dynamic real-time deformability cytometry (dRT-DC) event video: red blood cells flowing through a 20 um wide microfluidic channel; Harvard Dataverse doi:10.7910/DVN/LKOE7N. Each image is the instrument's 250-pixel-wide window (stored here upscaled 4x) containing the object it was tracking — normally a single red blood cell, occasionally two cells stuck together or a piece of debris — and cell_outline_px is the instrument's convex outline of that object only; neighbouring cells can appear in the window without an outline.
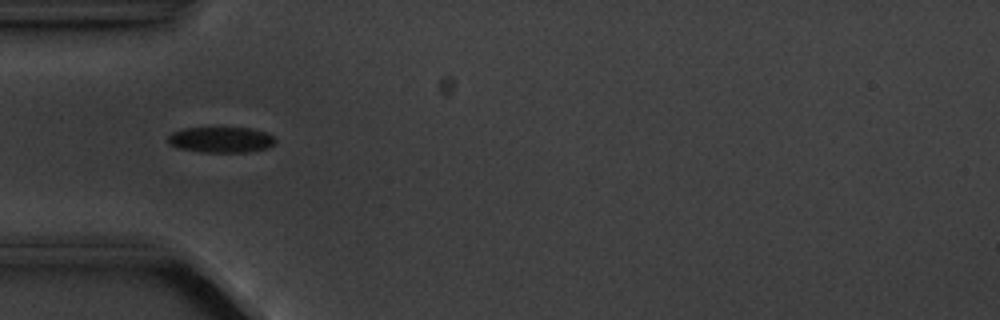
{"species": "common noctule bat (a hibernating species)", "species_latin": "Nyctalus noctula", "temperature_condition": "cold", "stored_images_in_passage": 15, "camera_frame_rate_fps": 3000, "um_per_image_px": 0.085, "animal": {"sex": "male", "body_mass_g": 20.1, "forearm_length_mm": 53.5}, "frame": {"image": 1, "passage_image": 5, "time_ms": 5.333, "image_size_px": [1000, 320], "cell_outline_px": [[276, 140], [268, 148], [248, 152], [200, 152], [176, 148], [168, 144], [168, 136], [172, 132], [184, 128], [252, 128], [264, 132], [272, 136]], "centroid_in_image_um": [18.74, 11.88], "position_along_channel_um": 66.3, "area_um2": 16.13}}
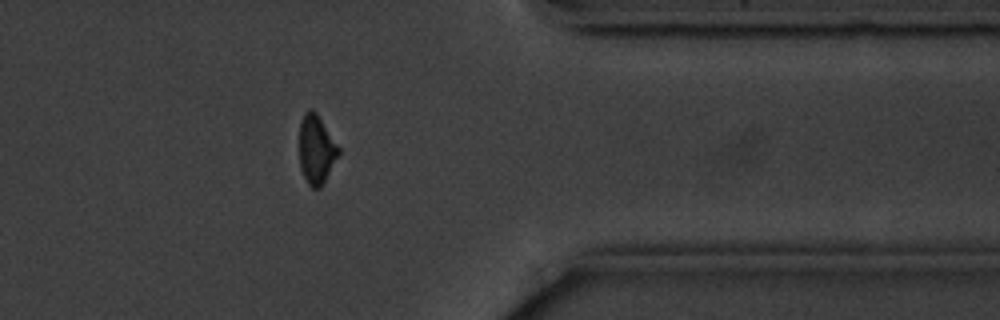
{"frame": {"image": 2, "passage_image": 13, "time_ms": 14.667, "image_size_px": [1000, 320], "cell_outline_px": [[340, 152], [320, 188], [312, 188], [308, 184], [300, 168], [300, 120], [304, 112], [308, 108], [312, 108], [316, 112], [340, 148]], "centroid_in_image_um": [26.87, 12.67], "position_along_channel_um": 384.5, "area_um2": 15.61}}
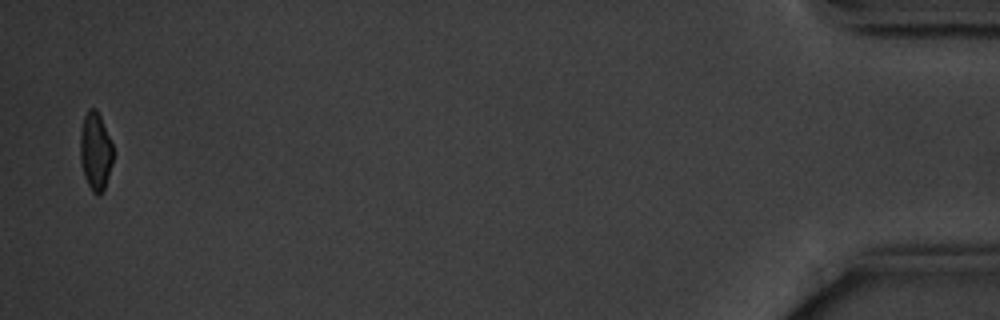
{"frame": {"image": 3, "passage_image": 15, "time_ms": 18.0, "image_size_px": [1000, 320], "cell_outline_px": [[112, 164], [104, 188], [100, 196], [96, 196], [92, 192], [84, 176], [80, 164], [80, 132], [84, 116], [88, 108], [96, 108], [100, 116], [112, 144]], "centroid_in_image_um": [8.09, 12.87], "position_along_channel_um": 427.1, "area_um2": 14.97}, "authors_computed_cell_mechanics": {"area_um2": 15.8372, "velocity_mm_per_s": 3.557, "shape_relaxation_time_tau1_ms": 2.0574, "shape_relaxation_time_tau2_ms": null, "deformation_change_tau1": 0.0674, "deformation_change_tau2": null}}